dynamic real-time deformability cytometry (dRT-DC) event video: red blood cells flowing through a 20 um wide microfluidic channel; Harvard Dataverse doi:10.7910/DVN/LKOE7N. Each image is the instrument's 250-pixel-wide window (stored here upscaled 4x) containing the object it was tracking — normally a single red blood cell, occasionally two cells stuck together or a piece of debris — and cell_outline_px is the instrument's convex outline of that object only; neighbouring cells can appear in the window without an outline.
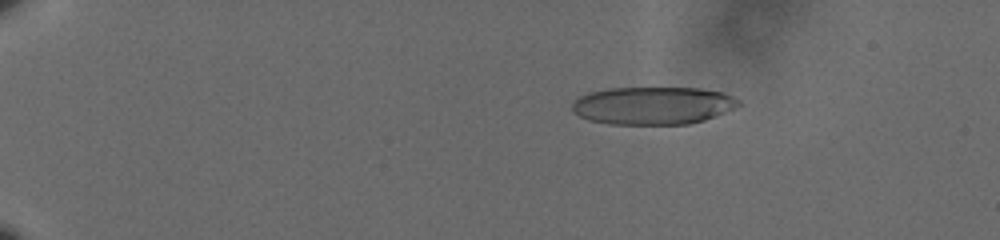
{"species": "human", "species_latin": "Homo sapiens", "temperature_condition": "cold", "stored_images_in_passage": 60, "camera_frame_rate_fps": 3000, "um_per_image_px": 0.085, "donor": {"sex": "male"}, "frame": {"image": 1, "passage_image": 12, "time_ms": 3.667, "image_size_px": [1000, 240], "cell_outline_px": [[744, 104], [716, 116], [704, 120], [688, 124], [608, 124], [588, 120], [580, 116], [572, 108], [572, 104], [580, 96], [588, 92], [608, 88], [700, 88], [720, 92], [732, 96], [740, 100]], "centroid_in_image_um": [55.53, 8.97], "position_along_channel_um": 29.5, "area_um2": 36.7}}
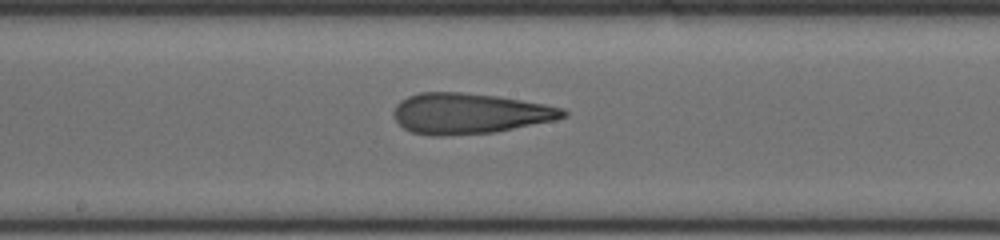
{"frame": {"image": 2, "passage_image": 36, "time_ms": 11.667, "image_size_px": [1000, 240], "cell_outline_px": [[568, 116], [556, 120], [496, 132], [444, 136], [432, 136], [412, 132], [404, 128], [396, 120], [392, 112], [396, 104], [400, 100], [408, 96], [420, 92], [460, 92], [496, 96], [544, 104], [564, 108], [568, 112]], "centroid_in_image_um": [39.91, 9.65], "position_along_channel_um": 208.3, "area_um2": 40.29}}
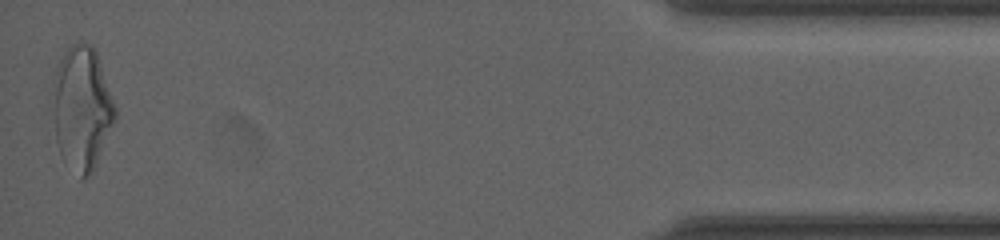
{"frame": {"image": 3, "passage_image": 60, "time_ms": 19.667, "image_size_px": [1000, 240], "cell_outline_px": [[116, 120], [96, 164], [92, 172], [84, 180], [80, 180], [60, 152], [56, 140], [48, 104], [56, 64], [60, 56], [72, 44], [80, 40], [88, 44], [96, 52], [116, 108]], "centroid_in_image_um": [6.89, 9.18], "position_along_channel_um": 428.3, "area_um2": 45.89}, "authors_computed_cell_mechanics": {"area_um2": 39.3329, "velocity_mm_per_s": 3.6045, "shape_relaxation_time_tau1_ms": null, "shape_relaxation_time_tau2_ms": 2.0457, "deformation_change_tau1": null, "deformation_change_tau2": 0.1266}}